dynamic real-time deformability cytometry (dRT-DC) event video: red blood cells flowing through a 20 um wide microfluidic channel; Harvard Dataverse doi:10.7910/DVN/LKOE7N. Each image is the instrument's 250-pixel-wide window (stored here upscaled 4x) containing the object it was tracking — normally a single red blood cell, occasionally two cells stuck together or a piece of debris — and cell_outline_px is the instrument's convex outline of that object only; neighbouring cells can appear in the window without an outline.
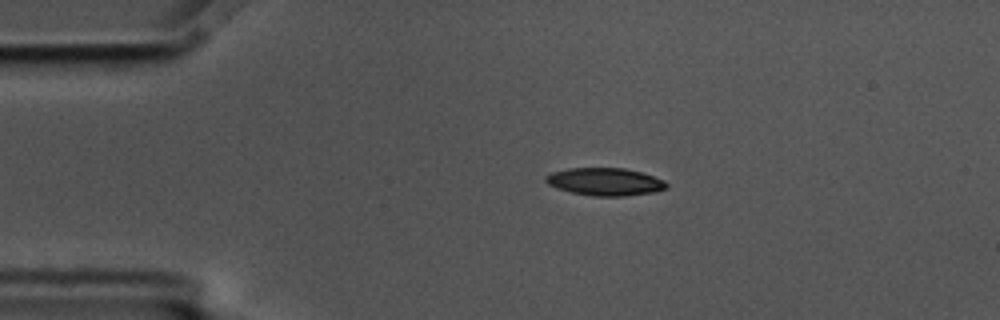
{"species": "common noctule bat (a hibernating species)", "species_latin": "Nyctalus noctula", "temperature_condition": "cold", "stored_images_in_passage": 14, "camera_frame_rate_fps": 3000, "um_per_image_px": 0.085, "animal": {"sex": "male", "body_mass_g": 17.5, "forearm_length_mm": 52.3}, "frame": {"image": 1, "passage_image": 3, "time_ms": 0.667, "image_size_px": [1000, 320], "cell_outline_px": [[668, 188], [652, 192], [624, 196], [592, 196], [572, 192], [556, 188], [548, 184], [544, 180], [544, 176], [552, 172], [568, 168], [624, 168], [640, 172], [664, 180], [668, 184]], "centroid_in_image_um": [51.4, 15.44], "position_along_channel_um": 33.6, "area_um2": 19.42}}
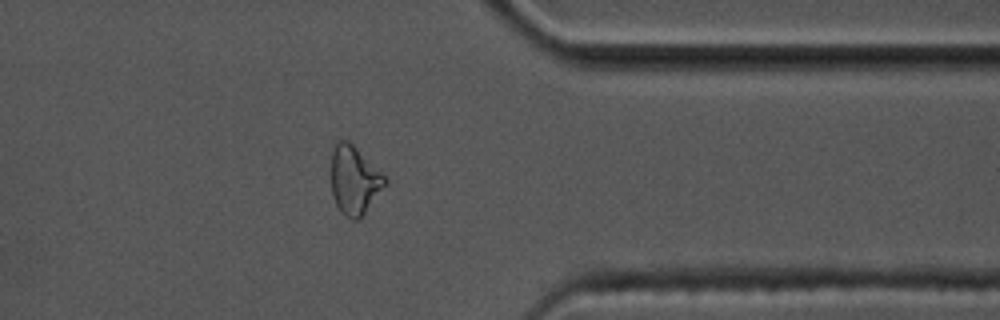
{"frame": {"image": 2, "passage_image": 12, "time_ms": 3.667, "image_size_px": [1000, 320], "cell_outline_px": [[388, 184], [360, 220], [352, 220], [344, 216], [340, 212], [336, 204], [332, 192], [332, 152], [336, 140], [348, 140], [388, 180]], "centroid_in_image_um": [30.13, 15.37], "position_along_channel_um": 381.3, "area_um2": 21.5}}
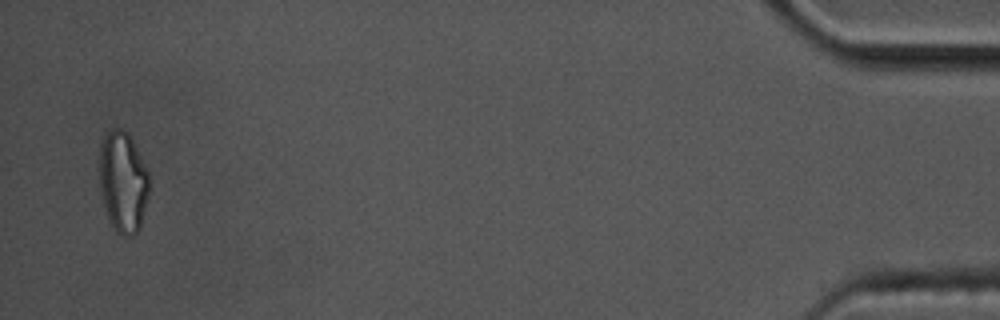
{"frame": {"image": 3, "passage_image": 14, "time_ms": 4.333, "image_size_px": [1000, 320], "cell_outline_px": [[148, 192], [140, 228], [132, 236], [124, 236], [116, 232], [112, 228], [104, 204], [100, 188], [100, 144], [104, 136], [112, 128], [120, 128], [128, 132], [148, 172]], "centroid_in_image_um": [10.44, 15.46], "position_along_channel_um": 424.8, "area_um2": 28.96}}